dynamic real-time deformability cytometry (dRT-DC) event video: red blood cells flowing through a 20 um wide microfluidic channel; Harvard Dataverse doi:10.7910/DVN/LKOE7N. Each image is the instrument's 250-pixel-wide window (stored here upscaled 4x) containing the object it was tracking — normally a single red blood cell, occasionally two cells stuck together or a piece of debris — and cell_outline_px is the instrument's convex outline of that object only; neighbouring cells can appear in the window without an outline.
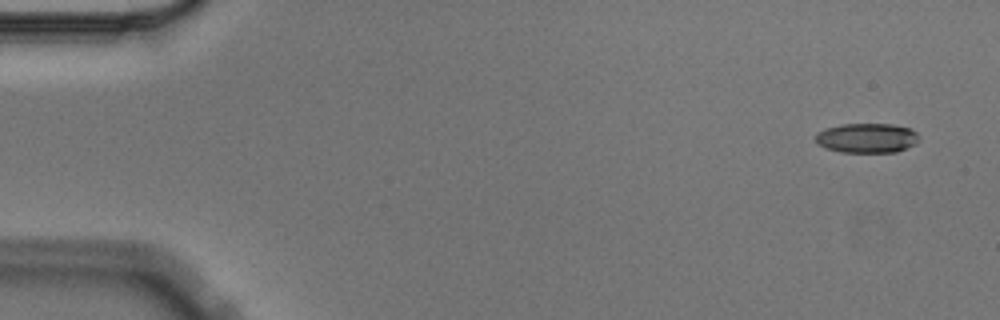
{"species": "Egyptian fruit bat (a non-hibernating species)", "species_latin": "Rousettus aegyptiacus", "temperature_condition": "cold", "stored_images_in_passage": 5, "camera_frame_rate_fps": 3000, "um_per_image_px": 0.085, "animal": {"sex": "male"}, "frame": {"image": 1, "passage_image": 1, "time_ms": 0.0, "image_size_px": [1000, 320], "cell_outline_px": [[920, 140], [916, 144], [896, 152], [840, 152], [824, 148], [816, 144], [816, 132], [840, 124], [892, 124], [912, 128], [920, 136]], "centroid_in_image_um": [73.71, 11.73], "position_along_channel_um": 11.3, "area_um2": 18.15}}
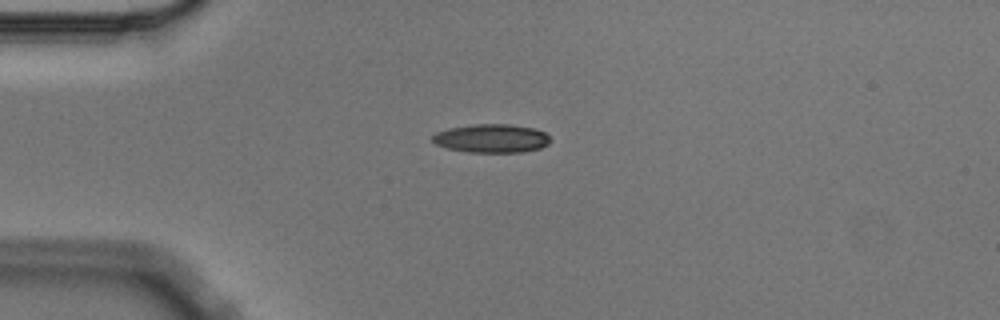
{"frame": {"image": 2, "passage_image": 4, "time_ms": 1.0, "image_size_px": [1000, 320], "cell_outline_px": [[552, 140], [548, 144], [540, 148], [520, 152], [468, 152], [448, 148], [436, 144], [432, 140], [432, 136], [436, 132], [448, 128], [472, 124], [512, 124], [532, 128], [544, 132]], "centroid_in_image_um": [41.77, 11.75], "position_along_channel_um": 43.2, "area_um2": 19.59}}